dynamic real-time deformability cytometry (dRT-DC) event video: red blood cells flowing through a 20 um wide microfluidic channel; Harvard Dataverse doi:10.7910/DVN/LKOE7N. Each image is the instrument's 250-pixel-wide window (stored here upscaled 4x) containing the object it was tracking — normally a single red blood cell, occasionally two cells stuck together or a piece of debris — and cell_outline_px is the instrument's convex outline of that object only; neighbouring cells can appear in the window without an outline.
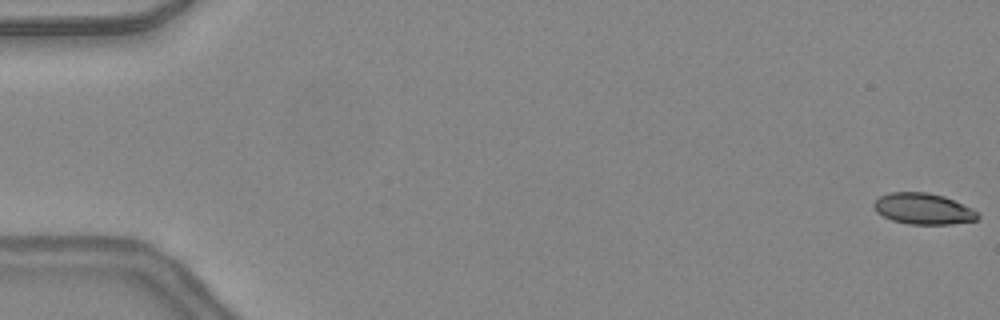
{"species": "common noctule bat (a hibernating species)", "species_latin": "Nyctalus noctula", "temperature_condition": "warm", "stored_images_in_passage": 48, "camera_frame_rate_fps": 3000, "um_per_image_px": 0.085, "animal": {"sex": "female", "body_mass_g": 24.6, "forearm_length_mm": 56.2}, "frame": {"image": 1, "passage_image": 1, "time_ms": 0.0, "image_size_px": [1000, 320], "cell_outline_px": [[980, 216], [976, 220], [952, 224], [908, 224], [892, 220], [876, 212], [872, 204], [880, 196], [888, 192], [928, 192], [944, 196], [972, 208], [980, 212]], "centroid_in_image_um": [78.49, 17.74], "position_along_channel_um": 6.5, "area_um2": 18.96}}